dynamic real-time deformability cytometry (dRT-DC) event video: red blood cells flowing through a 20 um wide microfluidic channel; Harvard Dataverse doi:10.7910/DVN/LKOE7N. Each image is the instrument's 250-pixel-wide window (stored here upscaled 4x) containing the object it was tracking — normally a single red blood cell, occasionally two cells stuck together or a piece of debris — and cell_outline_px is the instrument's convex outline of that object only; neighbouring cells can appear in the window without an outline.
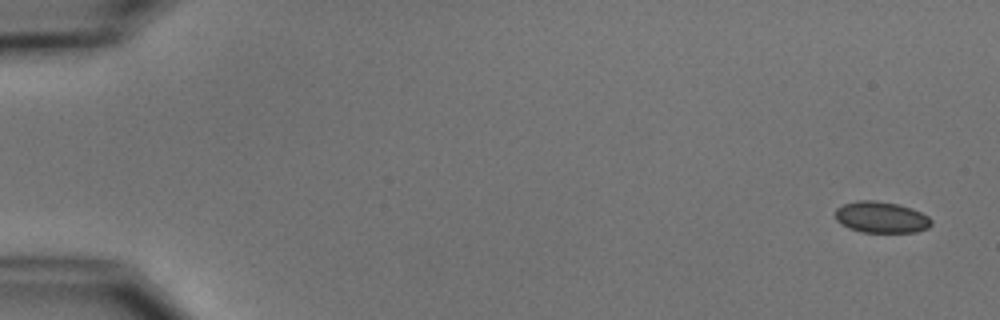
{"species": "common noctule bat (a hibernating species)", "species_latin": "Nyctalus noctula", "temperature_condition": "cold", "stored_images_in_passage": 5, "camera_frame_rate_fps": 3000, "um_per_image_px": 0.085, "animal": {"sex": "male", "body_mass_g": 15.6}, "frame": {"image": 1, "passage_image": 1, "time_ms": 0.0, "image_size_px": [1000, 320], "cell_outline_px": [[932, 224], [928, 228], [916, 232], [860, 232], [848, 228], [840, 224], [836, 220], [836, 208], [844, 204], [856, 200], [876, 200], [896, 204], [912, 208], [928, 216], [932, 220]], "centroid_in_image_um": [74.89, 18.47], "position_along_channel_um": 10.1, "area_um2": 17.63}}
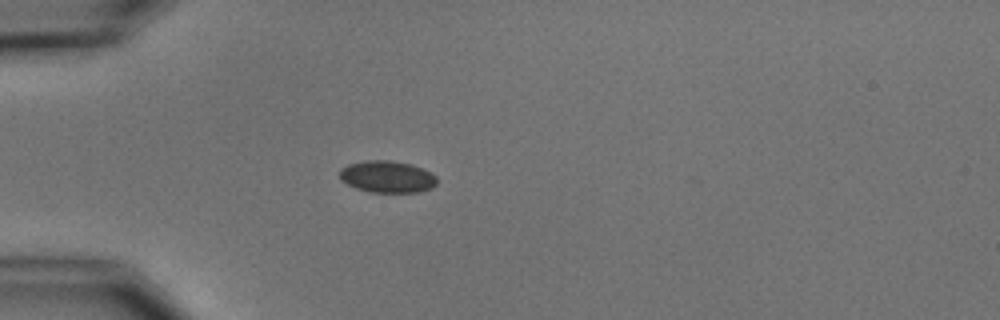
{"frame": {"image": 2, "passage_image": 4, "time_ms": 4.667, "image_size_px": [1000, 320], "cell_outline_px": [[436, 184], [432, 188], [420, 192], [372, 192], [356, 188], [340, 180], [340, 168], [348, 164], [364, 160], [388, 160], [412, 164], [432, 172], [436, 176]], "centroid_in_image_um": [32.92, 15.01], "position_along_channel_um": 52.1, "area_um2": 18.21}}